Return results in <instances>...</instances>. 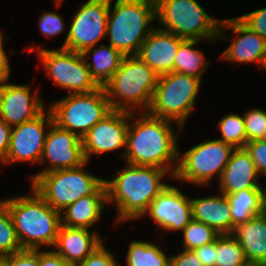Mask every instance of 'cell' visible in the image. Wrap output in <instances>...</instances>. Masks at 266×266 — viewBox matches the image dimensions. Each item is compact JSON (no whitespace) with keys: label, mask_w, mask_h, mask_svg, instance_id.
<instances>
[{"label":"cell","mask_w":266,"mask_h":266,"mask_svg":"<svg viewBox=\"0 0 266 266\" xmlns=\"http://www.w3.org/2000/svg\"><path fill=\"white\" fill-rule=\"evenodd\" d=\"M170 122L173 121L143 112L141 118L131 127L133 129L129 125L127 147L123 155L127 162L132 165L158 167L168 172L171 170L170 175L173 178L176 171L168 163L178 160L179 151L176 133L173 132Z\"/></svg>","instance_id":"obj_1"},{"label":"cell","mask_w":266,"mask_h":266,"mask_svg":"<svg viewBox=\"0 0 266 266\" xmlns=\"http://www.w3.org/2000/svg\"><path fill=\"white\" fill-rule=\"evenodd\" d=\"M167 173L162 168L128 163L113 180H104L107 203L116 201L117 221L144 216L151 201L168 186L161 182Z\"/></svg>","instance_id":"obj_2"},{"label":"cell","mask_w":266,"mask_h":266,"mask_svg":"<svg viewBox=\"0 0 266 266\" xmlns=\"http://www.w3.org/2000/svg\"><path fill=\"white\" fill-rule=\"evenodd\" d=\"M26 197H13L0 203L9 211L24 250L54 246L61 226V212L53 209L36 191Z\"/></svg>","instance_id":"obj_3"},{"label":"cell","mask_w":266,"mask_h":266,"mask_svg":"<svg viewBox=\"0 0 266 266\" xmlns=\"http://www.w3.org/2000/svg\"><path fill=\"white\" fill-rule=\"evenodd\" d=\"M157 80L158 74L136 55L124 56L120 67L103 88L112 110L132 113L139 105L148 112Z\"/></svg>","instance_id":"obj_4"},{"label":"cell","mask_w":266,"mask_h":266,"mask_svg":"<svg viewBox=\"0 0 266 266\" xmlns=\"http://www.w3.org/2000/svg\"><path fill=\"white\" fill-rule=\"evenodd\" d=\"M110 10L106 34L109 45L124 56L137 55L154 29L147 25L156 18L155 0H116L112 13Z\"/></svg>","instance_id":"obj_5"},{"label":"cell","mask_w":266,"mask_h":266,"mask_svg":"<svg viewBox=\"0 0 266 266\" xmlns=\"http://www.w3.org/2000/svg\"><path fill=\"white\" fill-rule=\"evenodd\" d=\"M87 163L76 168L40 173L32 180V189L53 209L62 213L67 206L94 193L104 183V179L83 171Z\"/></svg>","instance_id":"obj_6"},{"label":"cell","mask_w":266,"mask_h":266,"mask_svg":"<svg viewBox=\"0 0 266 266\" xmlns=\"http://www.w3.org/2000/svg\"><path fill=\"white\" fill-rule=\"evenodd\" d=\"M155 2L156 19L159 18L164 26L161 30L188 40L219 37L221 20L209 16L196 0H155Z\"/></svg>","instance_id":"obj_7"},{"label":"cell","mask_w":266,"mask_h":266,"mask_svg":"<svg viewBox=\"0 0 266 266\" xmlns=\"http://www.w3.org/2000/svg\"><path fill=\"white\" fill-rule=\"evenodd\" d=\"M200 85V79L178 72L159 75L148 113L176 122L181 129L191 114Z\"/></svg>","instance_id":"obj_8"},{"label":"cell","mask_w":266,"mask_h":266,"mask_svg":"<svg viewBox=\"0 0 266 266\" xmlns=\"http://www.w3.org/2000/svg\"><path fill=\"white\" fill-rule=\"evenodd\" d=\"M49 108L54 123L80 138L112 111L103 87L89 93L69 94Z\"/></svg>","instance_id":"obj_9"},{"label":"cell","mask_w":266,"mask_h":266,"mask_svg":"<svg viewBox=\"0 0 266 266\" xmlns=\"http://www.w3.org/2000/svg\"><path fill=\"white\" fill-rule=\"evenodd\" d=\"M233 150L231 145L218 139L200 143L178 156L180 163L174 169L173 178L207 185L215 174L221 177Z\"/></svg>","instance_id":"obj_10"},{"label":"cell","mask_w":266,"mask_h":266,"mask_svg":"<svg viewBox=\"0 0 266 266\" xmlns=\"http://www.w3.org/2000/svg\"><path fill=\"white\" fill-rule=\"evenodd\" d=\"M40 60L53 83L69 90L70 94L89 93L99 86L92 79L82 53L67 50H39Z\"/></svg>","instance_id":"obj_11"},{"label":"cell","mask_w":266,"mask_h":266,"mask_svg":"<svg viewBox=\"0 0 266 266\" xmlns=\"http://www.w3.org/2000/svg\"><path fill=\"white\" fill-rule=\"evenodd\" d=\"M111 0H88L77 11L62 48L82 53L107 35Z\"/></svg>","instance_id":"obj_12"},{"label":"cell","mask_w":266,"mask_h":266,"mask_svg":"<svg viewBox=\"0 0 266 266\" xmlns=\"http://www.w3.org/2000/svg\"><path fill=\"white\" fill-rule=\"evenodd\" d=\"M47 125L52 128L47 132L40 163L47 159L51 166L33 175V180L40 173L76 168L86 162L82 140L77 134L59 127L54 120H48Z\"/></svg>","instance_id":"obj_13"},{"label":"cell","mask_w":266,"mask_h":266,"mask_svg":"<svg viewBox=\"0 0 266 266\" xmlns=\"http://www.w3.org/2000/svg\"><path fill=\"white\" fill-rule=\"evenodd\" d=\"M132 112L112 110L97 122L82 138L83 153L86 161L90 155H100L126 146L128 120L133 118ZM128 118V120H127Z\"/></svg>","instance_id":"obj_14"},{"label":"cell","mask_w":266,"mask_h":266,"mask_svg":"<svg viewBox=\"0 0 266 266\" xmlns=\"http://www.w3.org/2000/svg\"><path fill=\"white\" fill-rule=\"evenodd\" d=\"M46 119L54 120L49 108L48 115L44 111L35 118L16 125L11 129L10 145L3 162L28 161L40 163L45 144L44 127Z\"/></svg>","instance_id":"obj_15"},{"label":"cell","mask_w":266,"mask_h":266,"mask_svg":"<svg viewBox=\"0 0 266 266\" xmlns=\"http://www.w3.org/2000/svg\"><path fill=\"white\" fill-rule=\"evenodd\" d=\"M146 214L158 224V228L182 231L192 220L191 199L168 185L151 201Z\"/></svg>","instance_id":"obj_16"},{"label":"cell","mask_w":266,"mask_h":266,"mask_svg":"<svg viewBox=\"0 0 266 266\" xmlns=\"http://www.w3.org/2000/svg\"><path fill=\"white\" fill-rule=\"evenodd\" d=\"M43 111L38 92L30 96L28 86L6 83L0 87V119L9 126L29 121Z\"/></svg>","instance_id":"obj_17"},{"label":"cell","mask_w":266,"mask_h":266,"mask_svg":"<svg viewBox=\"0 0 266 266\" xmlns=\"http://www.w3.org/2000/svg\"><path fill=\"white\" fill-rule=\"evenodd\" d=\"M183 40L173 33L155 28L141 44L136 56L158 76L174 72V60Z\"/></svg>","instance_id":"obj_18"},{"label":"cell","mask_w":266,"mask_h":266,"mask_svg":"<svg viewBox=\"0 0 266 266\" xmlns=\"http://www.w3.org/2000/svg\"><path fill=\"white\" fill-rule=\"evenodd\" d=\"M223 27L230 28L238 37L223 54L222 60L235 62H259L261 63L266 50V40L256 32L250 30L237 17L221 20L219 37L223 38ZM222 29V30H221ZM221 35V36H220ZM243 35V36H242Z\"/></svg>","instance_id":"obj_19"},{"label":"cell","mask_w":266,"mask_h":266,"mask_svg":"<svg viewBox=\"0 0 266 266\" xmlns=\"http://www.w3.org/2000/svg\"><path fill=\"white\" fill-rule=\"evenodd\" d=\"M258 175L255 164L246 149L236 148L232 151L229 161L219 178L220 192L227 195L244 189L261 188V185L257 182Z\"/></svg>","instance_id":"obj_20"},{"label":"cell","mask_w":266,"mask_h":266,"mask_svg":"<svg viewBox=\"0 0 266 266\" xmlns=\"http://www.w3.org/2000/svg\"><path fill=\"white\" fill-rule=\"evenodd\" d=\"M102 243L99 235L90 234L88 228L61 225L54 247L58 249L55 250L57 254L74 266L86 259Z\"/></svg>","instance_id":"obj_21"},{"label":"cell","mask_w":266,"mask_h":266,"mask_svg":"<svg viewBox=\"0 0 266 266\" xmlns=\"http://www.w3.org/2000/svg\"><path fill=\"white\" fill-rule=\"evenodd\" d=\"M192 219L213 228L219 235L232 234V215L225 194L191 199Z\"/></svg>","instance_id":"obj_22"},{"label":"cell","mask_w":266,"mask_h":266,"mask_svg":"<svg viewBox=\"0 0 266 266\" xmlns=\"http://www.w3.org/2000/svg\"><path fill=\"white\" fill-rule=\"evenodd\" d=\"M104 203H107V191L103 183L94 193L81 197L65 208L61 215V225L67 227L88 228L101 218Z\"/></svg>","instance_id":"obj_23"},{"label":"cell","mask_w":266,"mask_h":266,"mask_svg":"<svg viewBox=\"0 0 266 266\" xmlns=\"http://www.w3.org/2000/svg\"><path fill=\"white\" fill-rule=\"evenodd\" d=\"M249 264H266V220L259 214L239 224L232 233Z\"/></svg>","instance_id":"obj_24"},{"label":"cell","mask_w":266,"mask_h":266,"mask_svg":"<svg viewBox=\"0 0 266 266\" xmlns=\"http://www.w3.org/2000/svg\"><path fill=\"white\" fill-rule=\"evenodd\" d=\"M88 48L82 55L86 57L89 53H93V63H87L92 79L99 87H103L118 70L124 58V55L111 45H100L99 48Z\"/></svg>","instance_id":"obj_25"},{"label":"cell","mask_w":266,"mask_h":266,"mask_svg":"<svg viewBox=\"0 0 266 266\" xmlns=\"http://www.w3.org/2000/svg\"><path fill=\"white\" fill-rule=\"evenodd\" d=\"M263 193L262 188H255L226 195L232 215V233L237 225L261 214Z\"/></svg>","instance_id":"obj_26"},{"label":"cell","mask_w":266,"mask_h":266,"mask_svg":"<svg viewBox=\"0 0 266 266\" xmlns=\"http://www.w3.org/2000/svg\"><path fill=\"white\" fill-rule=\"evenodd\" d=\"M198 42V40L184 39L180 43L174 60V72L186 74L201 80V75L209 63L204 62L201 51L193 49L192 46Z\"/></svg>","instance_id":"obj_27"},{"label":"cell","mask_w":266,"mask_h":266,"mask_svg":"<svg viewBox=\"0 0 266 266\" xmlns=\"http://www.w3.org/2000/svg\"><path fill=\"white\" fill-rule=\"evenodd\" d=\"M126 259L128 266H170V256L149 242H131Z\"/></svg>","instance_id":"obj_28"},{"label":"cell","mask_w":266,"mask_h":266,"mask_svg":"<svg viewBox=\"0 0 266 266\" xmlns=\"http://www.w3.org/2000/svg\"><path fill=\"white\" fill-rule=\"evenodd\" d=\"M215 266H246L244 250L232 234L219 235L215 240Z\"/></svg>","instance_id":"obj_29"},{"label":"cell","mask_w":266,"mask_h":266,"mask_svg":"<svg viewBox=\"0 0 266 266\" xmlns=\"http://www.w3.org/2000/svg\"><path fill=\"white\" fill-rule=\"evenodd\" d=\"M218 127L222 135V138L218 140L231 145L234 149L245 147L246 130L243 117L229 114L219 121Z\"/></svg>","instance_id":"obj_30"},{"label":"cell","mask_w":266,"mask_h":266,"mask_svg":"<svg viewBox=\"0 0 266 266\" xmlns=\"http://www.w3.org/2000/svg\"><path fill=\"white\" fill-rule=\"evenodd\" d=\"M182 232L184 235L183 249L192 251L205 244L214 242L219 236V234L210 226L193 219Z\"/></svg>","instance_id":"obj_31"},{"label":"cell","mask_w":266,"mask_h":266,"mask_svg":"<svg viewBox=\"0 0 266 266\" xmlns=\"http://www.w3.org/2000/svg\"><path fill=\"white\" fill-rule=\"evenodd\" d=\"M24 250L18 239L9 211L0 203V254L11 255Z\"/></svg>","instance_id":"obj_32"},{"label":"cell","mask_w":266,"mask_h":266,"mask_svg":"<svg viewBox=\"0 0 266 266\" xmlns=\"http://www.w3.org/2000/svg\"><path fill=\"white\" fill-rule=\"evenodd\" d=\"M246 130V143L261 140L266 131V112L261 109H251L243 116Z\"/></svg>","instance_id":"obj_33"},{"label":"cell","mask_w":266,"mask_h":266,"mask_svg":"<svg viewBox=\"0 0 266 266\" xmlns=\"http://www.w3.org/2000/svg\"><path fill=\"white\" fill-rule=\"evenodd\" d=\"M244 148L250 154L259 175H266V141L253 140L247 142Z\"/></svg>","instance_id":"obj_34"},{"label":"cell","mask_w":266,"mask_h":266,"mask_svg":"<svg viewBox=\"0 0 266 266\" xmlns=\"http://www.w3.org/2000/svg\"><path fill=\"white\" fill-rule=\"evenodd\" d=\"M237 18L250 30L258 33L266 40V8L254 10Z\"/></svg>","instance_id":"obj_35"},{"label":"cell","mask_w":266,"mask_h":266,"mask_svg":"<svg viewBox=\"0 0 266 266\" xmlns=\"http://www.w3.org/2000/svg\"><path fill=\"white\" fill-rule=\"evenodd\" d=\"M74 266H117L115 258L103 244L96 248L91 254L87 256L82 262Z\"/></svg>","instance_id":"obj_36"},{"label":"cell","mask_w":266,"mask_h":266,"mask_svg":"<svg viewBox=\"0 0 266 266\" xmlns=\"http://www.w3.org/2000/svg\"><path fill=\"white\" fill-rule=\"evenodd\" d=\"M64 26L62 17L54 12L43 13L39 20V28L45 36L61 34Z\"/></svg>","instance_id":"obj_37"},{"label":"cell","mask_w":266,"mask_h":266,"mask_svg":"<svg viewBox=\"0 0 266 266\" xmlns=\"http://www.w3.org/2000/svg\"><path fill=\"white\" fill-rule=\"evenodd\" d=\"M9 266H39V250H22L9 255Z\"/></svg>","instance_id":"obj_38"},{"label":"cell","mask_w":266,"mask_h":266,"mask_svg":"<svg viewBox=\"0 0 266 266\" xmlns=\"http://www.w3.org/2000/svg\"><path fill=\"white\" fill-rule=\"evenodd\" d=\"M170 266H204L192 250H184L181 254L170 257Z\"/></svg>","instance_id":"obj_39"},{"label":"cell","mask_w":266,"mask_h":266,"mask_svg":"<svg viewBox=\"0 0 266 266\" xmlns=\"http://www.w3.org/2000/svg\"><path fill=\"white\" fill-rule=\"evenodd\" d=\"M204 266H215L216 264V249L215 241L205 244L193 250Z\"/></svg>","instance_id":"obj_40"},{"label":"cell","mask_w":266,"mask_h":266,"mask_svg":"<svg viewBox=\"0 0 266 266\" xmlns=\"http://www.w3.org/2000/svg\"><path fill=\"white\" fill-rule=\"evenodd\" d=\"M39 266H73L67 263L59 254L55 251H39Z\"/></svg>","instance_id":"obj_41"},{"label":"cell","mask_w":266,"mask_h":266,"mask_svg":"<svg viewBox=\"0 0 266 266\" xmlns=\"http://www.w3.org/2000/svg\"><path fill=\"white\" fill-rule=\"evenodd\" d=\"M12 127L0 119V160H5L10 145V135Z\"/></svg>","instance_id":"obj_42"},{"label":"cell","mask_w":266,"mask_h":266,"mask_svg":"<svg viewBox=\"0 0 266 266\" xmlns=\"http://www.w3.org/2000/svg\"><path fill=\"white\" fill-rule=\"evenodd\" d=\"M2 34L0 31V87L6 84L5 82L8 80L9 74H10V67L7 55L5 54V51L3 50V44H2Z\"/></svg>","instance_id":"obj_43"},{"label":"cell","mask_w":266,"mask_h":266,"mask_svg":"<svg viewBox=\"0 0 266 266\" xmlns=\"http://www.w3.org/2000/svg\"><path fill=\"white\" fill-rule=\"evenodd\" d=\"M261 215L266 220V188L264 189V193L262 195Z\"/></svg>","instance_id":"obj_44"},{"label":"cell","mask_w":266,"mask_h":266,"mask_svg":"<svg viewBox=\"0 0 266 266\" xmlns=\"http://www.w3.org/2000/svg\"><path fill=\"white\" fill-rule=\"evenodd\" d=\"M8 260H9V255L0 254V266H9Z\"/></svg>","instance_id":"obj_45"},{"label":"cell","mask_w":266,"mask_h":266,"mask_svg":"<svg viewBox=\"0 0 266 266\" xmlns=\"http://www.w3.org/2000/svg\"><path fill=\"white\" fill-rule=\"evenodd\" d=\"M261 65H263V67L266 69V50L263 54L262 60H261Z\"/></svg>","instance_id":"obj_46"},{"label":"cell","mask_w":266,"mask_h":266,"mask_svg":"<svg viewBox=\"0 0 266 266\" xmlns=\"http://www.w3.org/2000/svg\"><path fill=\"white\" fill-rule=\"evenodd\" d=\"M246 266H266V264H248Z\"/></svg>","instance_id":"obj_47"},{"label":"cell","mask_w":266,"mask_h":266,"mask_svg":"<svg viewBox=\"0 0 266 266\" xmlns=\"http://www.w3.org/2000/svg\"><path fill=\"white\" fill-rule=\"evenodd\" d=\"M261 140L266 141V131H265V133H264V135H263Z\"/></svg>","instance_id":"obj_48"},{"label":"cell","mask_w":266,"mask_h":266,"mask_svg":"<svg viewBox=\"0 0 266 266\" xmlns=\"http://www.w3.org/2000/svg\"><path fill=\"white\" fill-rule=\"evenodd\" d=\"M61 1H63V0H56L58 5H60Z\"/></svg>","instance_id":"obj_49"}]
</instances>
